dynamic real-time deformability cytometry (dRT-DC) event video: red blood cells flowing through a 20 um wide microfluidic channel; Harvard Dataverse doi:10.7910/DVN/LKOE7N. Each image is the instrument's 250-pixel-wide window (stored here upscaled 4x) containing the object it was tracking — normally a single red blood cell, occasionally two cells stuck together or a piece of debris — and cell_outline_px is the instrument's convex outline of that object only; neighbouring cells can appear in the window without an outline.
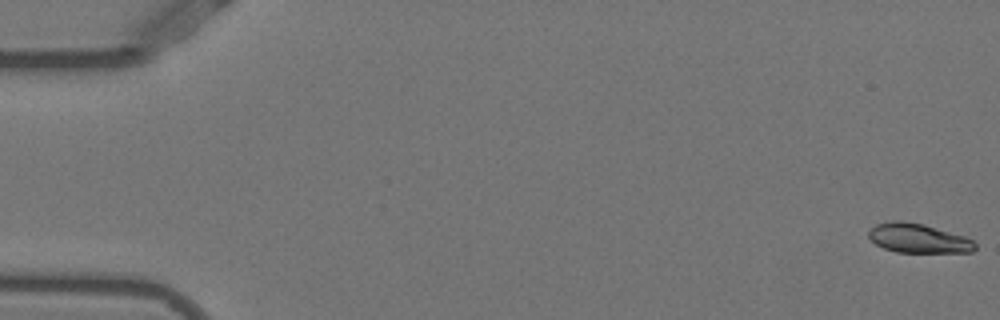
{"species": "Egyptian fruit bat (a non-hibernating species)", "species_latin": "Rousettus aegyptiacus", "temperature_condition": "warm", "stored_images_in_passage": 53, "camera_frame_rate_fps": 3000, "um_per_image_px": 0.085, "animal": {"sex": "female"}, "frame": {"image": 1, "passage_image": 1, "time_ms": 0.0, "image_size_px": [1000, 320], "cell_outline_px": [[976, 248], [972, 252], [896, 252], [884, 248], [876, 244], [868, 236], [868, 232], [876, 224], [892, 220], [900, 220], [924, 224], [964, 236], [972, 240], [976, 244]], "centroid_in_image_um": [78.05, 20.25], "position_along_channel_um": 7.0, "area_um2": 18.09}}
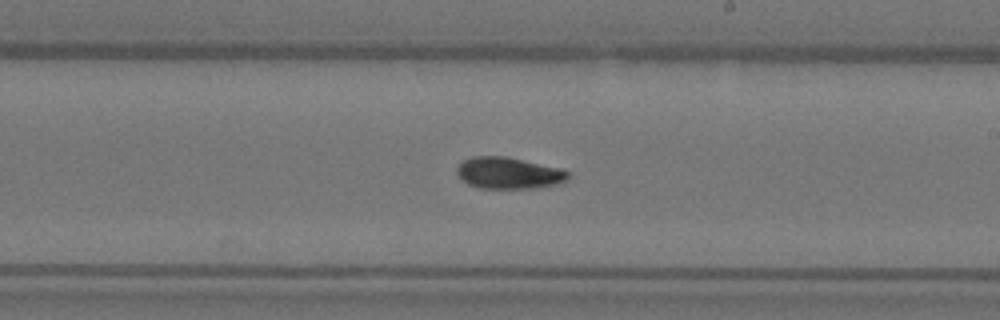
{"frame": {"image": 2, "passage_image": 31, "time_ms": 10.0, "image_size_px": [1000, 320], "cell_outline_px": [[568, 176], [564, 180], [556, 184], [540, 188], [480, 188], [468, 184], [460, 180], [456, 172], [456, 168], [464, 160], [472, 156], [504, 156], [560, 168], [568, 172]], "centroid_in_image_um": [43.17, 14.71], "position_along_channel_um": 245.8, "area_um2": 20.35}}
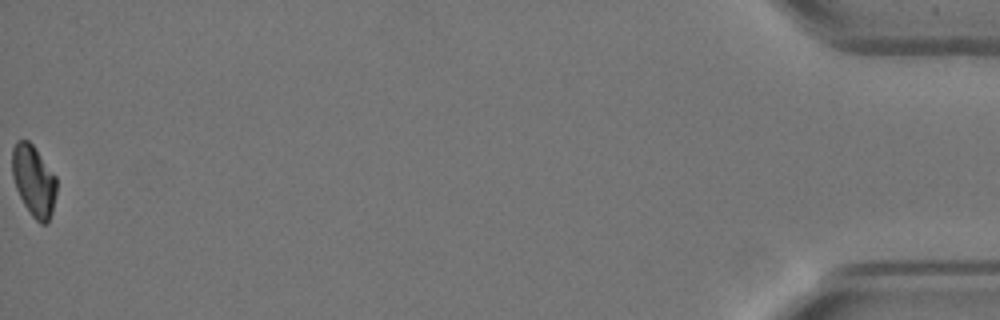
{"frame": {"image": 3, "passage_image": 53, "time_ms": 17.333, "image_size_px": [1000, 320], "cell_outline_px": [[56, 192], [52, 212], [48, 224], [40, 224], [32, 216], [24, 204], [16, 188], [12, 176], [12, 148], [16, 140], [28, 140], [32, 144], [56, 176]], "centroid_in_image_um": [2.86, 15.37], "position_along_channel_um": 432.3, "area_um2": 18.38}, "authors_computed_cell_mechanics": {"area_um2": 19.4786, "velocity_mm_per_s": 3.8959, "shape_relaxation_time_tau1_ms": 7.7178, "shape_relaxation_time_tau2_ms": 7.6093, "deformation_change_tau1": 0.2021, "deformation_change_tau2": 0.0891}}